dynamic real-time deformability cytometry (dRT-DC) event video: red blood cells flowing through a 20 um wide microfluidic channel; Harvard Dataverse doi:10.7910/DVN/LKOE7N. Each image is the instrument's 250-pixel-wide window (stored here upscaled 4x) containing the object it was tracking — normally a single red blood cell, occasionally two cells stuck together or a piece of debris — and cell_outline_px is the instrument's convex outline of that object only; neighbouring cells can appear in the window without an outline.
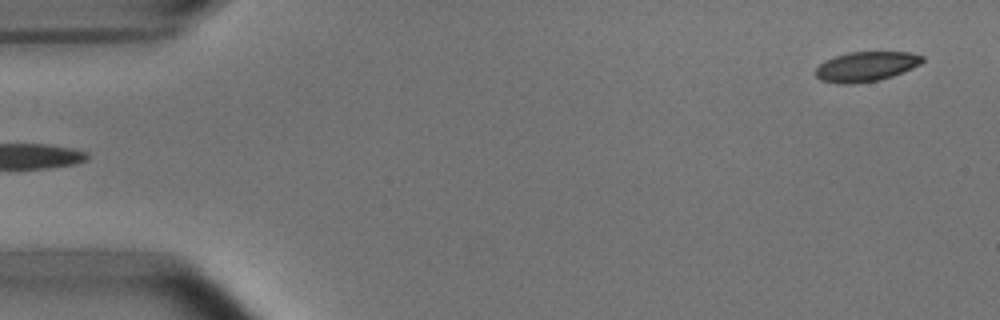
{"species": "common noctule bat (a hibernating species)", "species_latin": "Nyctalus noctula", "temperature_condition": "room temperature", "stored_images_in_passage": 5, "segment_of_instrument_passage": [2, 2], "camera_frame_rate_fps": 3000, "um_per_image_px": 0.085, "animal": {"sex": "male", "body_mass_g": 15.6}, "frame": {"image": 1, "passage_image": 5, "time_ms": 5.667, "image_size_px": [1000, 320], "cell_outline_px": [[924, 60], [920, 64], [912, 68], [892, 76], [880, 80], [856, 84], [836, 84], [820, 80], [816, 76], [816, 68], [820, 64], [836, 56], [848, 52], [908, 52], [924, 56]], "centroid_in_image_um": [73.61, 5.67], "position_along_channel_um": 11.4, "area_um2": 18.55}}